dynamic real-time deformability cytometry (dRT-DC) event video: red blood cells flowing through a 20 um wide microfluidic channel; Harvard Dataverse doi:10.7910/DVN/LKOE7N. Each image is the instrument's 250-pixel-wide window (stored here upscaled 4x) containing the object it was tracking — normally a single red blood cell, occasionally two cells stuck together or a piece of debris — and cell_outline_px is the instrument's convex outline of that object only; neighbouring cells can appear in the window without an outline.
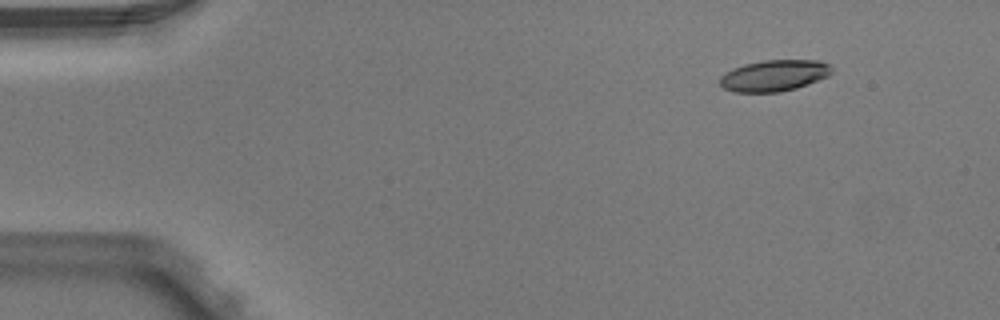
{"species": "Egyptian fruit bat (a non-hibernating species)", "species_latin": "Rousettus aegyptiacus", "temperature_condition": "warm", "stored_images_in_passage": 5, "camera_frame_rate_fps": 3000, "um_per_image_px": 0.085, "animal": {"sex": "male"}, "frame": {"image": 1, "passage_image": 2, "time_ms": 0.333, "image_size_px": [1000, 320], "cell_outline_px": [[832, 72], [828, 76], [808, 84], [796, 88], [780, 92], [732, 92], [724, 88], [720, 84], [720, 76], [724, 72], [744, 64], [764, 60], [820, 60], [828, 64], [832, 68]], "centroid_in_image_um": [65.79, 6.42], "position_along_channel_um": 19.2, "area_um2": 20.46}}
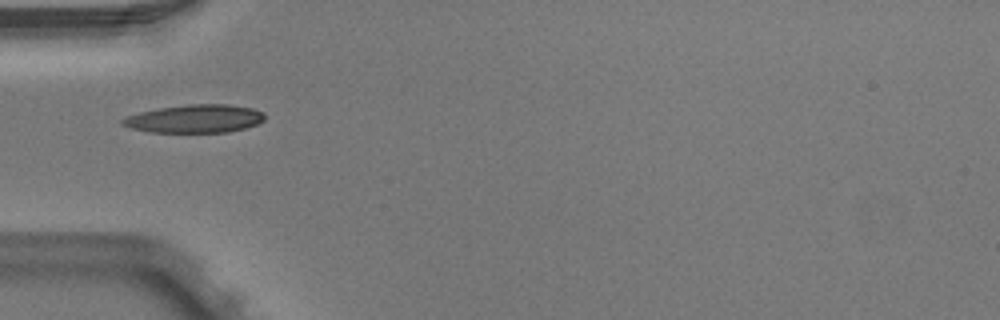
{"frame": {"image": 2, "passage_image": 5, "time_ms": 1.333, "image_size_px": [1000, 320], "cell_outline_px": [[264, 120], [256, 124], [244, 128], [228, 132], [152, 132], [132, 128], [120, 124], [120, 120], [124, 116], [140, 112], [160, 108], [188, 104], [228, 104], [252, 108], [264, 112]], "centroid_in_image_um": [16.54, 10.08], "position_along_channel_um": 68.5, "area_um2": 23.29}}